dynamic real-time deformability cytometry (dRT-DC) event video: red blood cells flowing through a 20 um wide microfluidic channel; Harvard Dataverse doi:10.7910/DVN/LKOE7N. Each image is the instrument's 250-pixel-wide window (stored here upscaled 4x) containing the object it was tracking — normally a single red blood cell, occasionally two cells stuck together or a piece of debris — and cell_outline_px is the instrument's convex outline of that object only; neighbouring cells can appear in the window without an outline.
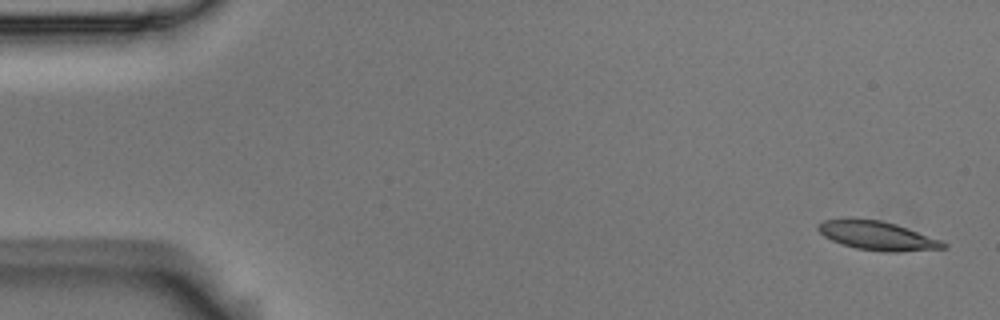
{"species": "Egyptian fruit bat (a non-hibernating species)", "species_latin": "Rousettus aegyptiacus", "temperature_condition": "room temperature", "stored_images_in_passage": 5, "camera_frame_rate_fps": 3000, "um_per_image_px": 0.085, "animal": {"sex": "male"}, "frame": {"image": 1, "passage_image": 1, "time_ms": 0.0, "image_size_px": [1000, 320], "cell_outline_px": [[948, 248], [900, 252], [884, 252], [856, 248], [840, 244], [824, 236], [816, 228], [824, 220], [852, 216], [880, 220], [896, 224], [908, 228], [940, 240], [948, 244]], "centroid_in_image_um": [74.55, 20.01], "position_along_channel_um": 10.4, "area_um2": 21.5}}